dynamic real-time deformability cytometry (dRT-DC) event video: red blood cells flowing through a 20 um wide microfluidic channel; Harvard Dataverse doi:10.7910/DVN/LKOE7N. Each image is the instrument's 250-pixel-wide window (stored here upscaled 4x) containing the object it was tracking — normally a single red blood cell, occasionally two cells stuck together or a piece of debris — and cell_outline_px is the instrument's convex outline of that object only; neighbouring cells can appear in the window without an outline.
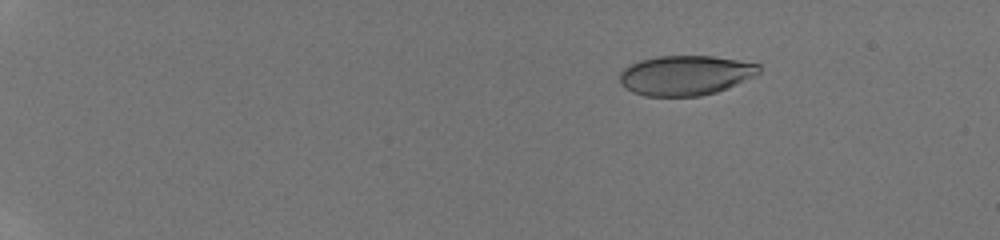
{"species": "human", "species_latin": "Homo sapiens", "temperature_condition": "room temperature", "stored_images_in_passage": 22, "camera_frame_rate_fps": 3000, "um_per_image_px": 0.085, "donor": {"sex": "male"}, "frame": {"image": 1, "passage_image": 9, "time_ms": 3.333, "image_size_px": [1000, 240], "cell_outline_px": [[760, 72], [756, 76], [716, 92], [700, 96], [644, 96], [632, 92], [624, 88], [620, 84], [620, 72], [628, 64], [640, 60], [656, 56], [712, 56], [760, 64]], "centroid_in_image_um": [58.23, 6.4], "position_along_channel_um": 26.8, "area_um2": 32.48}}
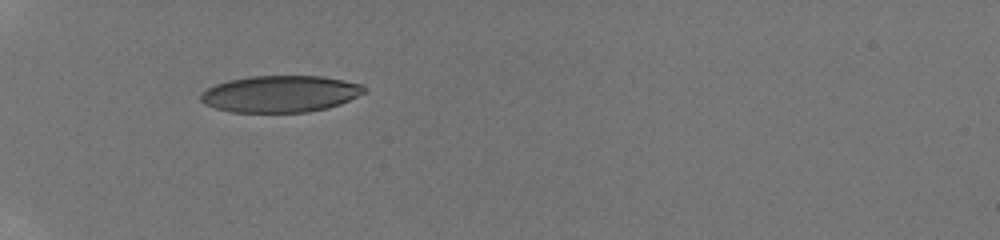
{"frame": {"image": 2, "passage_image": 21, "time_ms": 7.0, "image_size_px": [1000, 240], "cell_outline_px": [[364, 92], [340, 104], [328, 108], [308, 112], [232, 112], [216, 108], [204, 104], [200, 100], [200, 92], [216, 84], [228, 80], [252, 76], [320, 76], [344, 80], [364, 84]], "centroid_in_image_um": [23.8, 7.98], "position_along_channel_um": 61.2, "area_um2": 34.91}}